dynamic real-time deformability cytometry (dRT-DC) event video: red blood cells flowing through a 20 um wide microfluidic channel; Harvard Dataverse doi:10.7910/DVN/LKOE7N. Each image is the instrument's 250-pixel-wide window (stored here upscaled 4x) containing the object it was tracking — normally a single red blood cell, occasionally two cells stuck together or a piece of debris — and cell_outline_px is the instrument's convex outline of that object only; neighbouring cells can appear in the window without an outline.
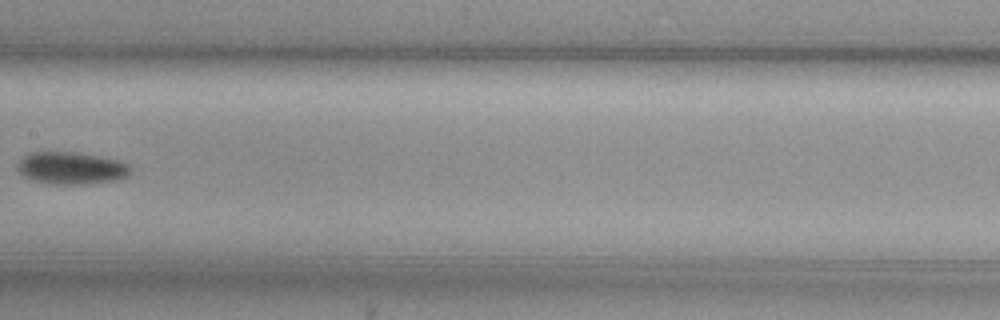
{"species": "common noctule bat (a hibernating species)", "species_latin": "Nyctalus noctula", "temperature_condition": "cold", "stored_images_in_passage": 7, "camera_frame_rate_fps": 3000, "um_per_image_px": 0.085, "animal": {"sex": "female", "body_mass_g": 29.2, "forearm_length_mm": 56.3}, "frame": {"image": 1, "passage_image": 6, "time_ms": 1.667, "image_size_px": [1000, 320], "cell_outline_px": [[132, 168], [128, 176], [116, 180], [84, 184], [48, 184], [32, 180], [20, 176], [16, 172], [16, 164], [24, 156], [32, 152], [72, 152], [100, 156], [116, 160], [128, 164]], "centroid_in_image_um": [6.0, 14.3], "position_along_channel_um": 201.4, "area_um2": 21.5}}